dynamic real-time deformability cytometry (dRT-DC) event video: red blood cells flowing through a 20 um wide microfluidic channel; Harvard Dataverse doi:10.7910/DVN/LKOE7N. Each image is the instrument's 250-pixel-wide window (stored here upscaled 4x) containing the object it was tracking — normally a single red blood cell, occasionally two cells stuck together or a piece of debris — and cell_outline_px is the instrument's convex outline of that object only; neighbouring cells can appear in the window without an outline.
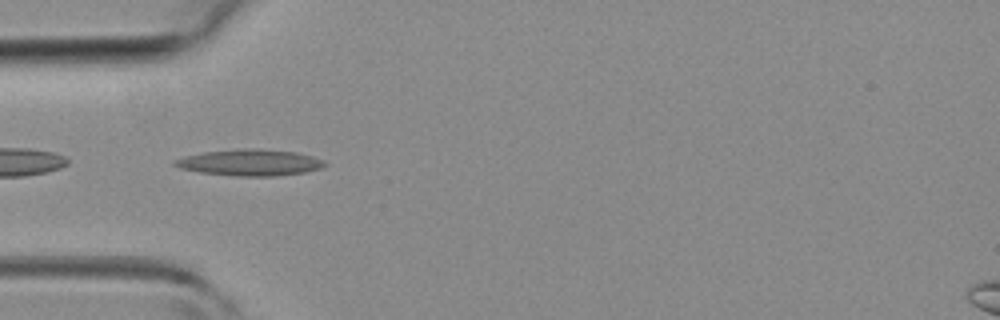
{"species": "common noctule bat (a hibernating species)", "species_latin": "Nyctalus noctula", "temperature_condition": "room temperature", "stored_images_in_passage": 6, "camera_frame_rate_fps": 3000, "um_per_image_px": 0.085, "animal": {"sex": "female", "body_mass_g": 19.3, "forearm_length_mm": 54.1}, "frame": {"image": 1, "passage_image": 4, "time_ms": 3.667, "image_size_px": [1000, 320], "cell_outline_px": [[328, 164], [320, 168], [304, 172], [272, 176], [240, 176], [200, 172], [180, 168], [172, 164], [172, 160], [204, 152], [240, 148], [256, 148], [296, 152], [312, 156], [324, 160]], "centroid_in_image_um": [21.25, 13.8], "position_along_channel_um": 63.7, "area_um2": 22.89}}
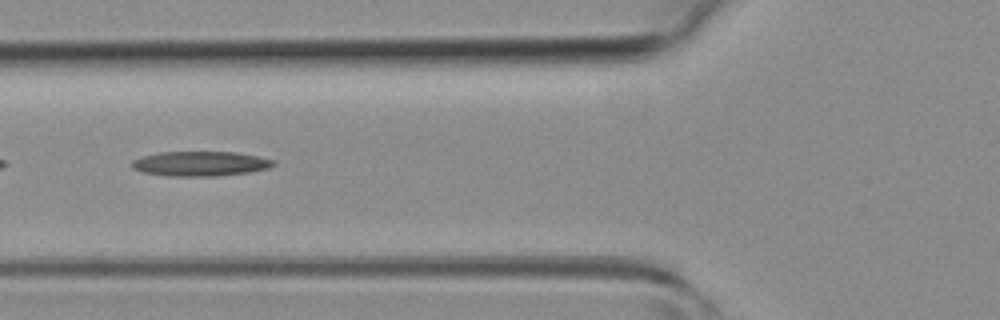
{"frame": {"image": 2, "passage_image": 5, "time_ms": 4.667, "image_size_px": [1000, 320], "cell_outline_px": [[276, 164], [268, 168], [248, 172], [216, 176], [164, 176], [144, 172], [132, 168], [132, 160], [144, 156], [160, 152], [236, 152], [276, 160]], "centroid_in_image_um": [17.03, 13.91], "position_along_channel_um": 108.8, "area_um2": 20.35}}
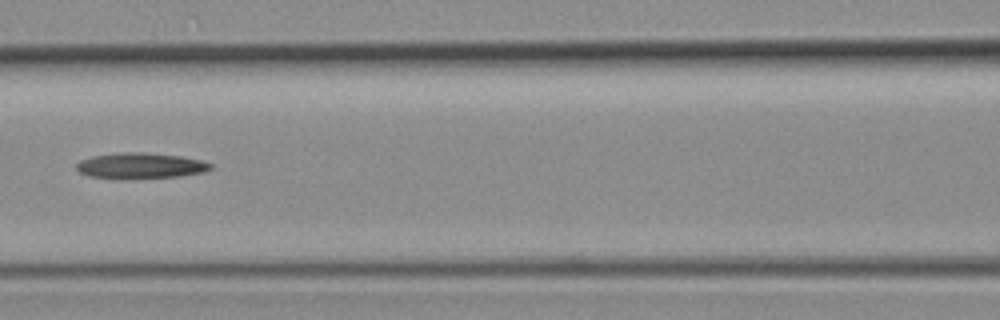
{"frame": {"image": 3, "passage_image": 6, "time_ms": 5.667, "image_size_px": [1000, 320], "cell_outline_px": [[212, 168], [204, 172], [180, 176], [88, 176], [80, 172], [76, 168], [76, 164], [80, 160], [92, 156], [124, 152], [144, 152], [180, 156], [200, 160], [212, 164]], "centroid_in_image_um": [11.97, 14.03], "position_along_channel_um": 154.6, "area_um2": 19.07}}